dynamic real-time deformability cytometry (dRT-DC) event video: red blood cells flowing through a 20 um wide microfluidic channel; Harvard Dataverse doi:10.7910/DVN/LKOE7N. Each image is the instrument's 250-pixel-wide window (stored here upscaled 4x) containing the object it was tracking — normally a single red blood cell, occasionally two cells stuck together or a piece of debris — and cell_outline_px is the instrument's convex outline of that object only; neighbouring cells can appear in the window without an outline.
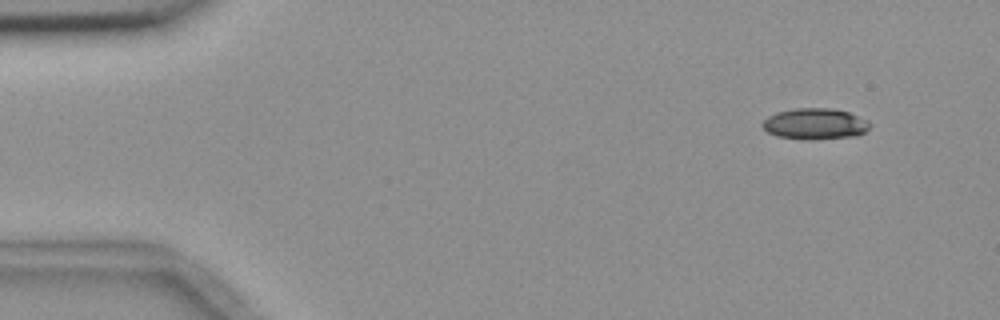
{"species": "common noctule bat (a hibernating species)", "species_latin": "Nyctalus noctula", "temperature_condition": "room temperature", "stored_images_in_passage": 4, "camera_frame_rate_fps": 3000, "um_per_image_px": 0.085, "animal": {"sex": "female", "body_mass_g": 18.4}, "frame": {"image": 1, "passage_image": 1, "time_ms": 0.0, "image_size_px": [1000, 320], "cell_outline_px": [[872, 124], [864, 132], [856, 136], [808, 140], [804, 140], [776, 136], [768, 132], [760, 124], [768, 116], [776, 112], [796, 108], [828, 108], [848, 112], [868, 120]], "centroid_in_image_um": [69.26, 10.53], "position_along_channel_um": 15.7, "area_um2": 19.54}}
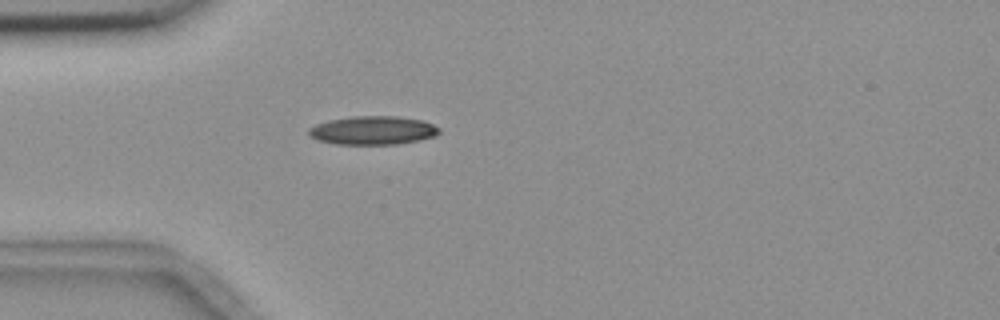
{"frame": {"image": 2, "passage_image": 4, "time_ms": 3.667, "image_size_px": [1000, 320], "cell_outline_px": [[440, 132], [436, 136], [396, 144], [336, 144], [316, 140], [308, 136], [308, 128], [316, 124], [328, 120], [352, 116], [396, 116], [420, 120], [432, 124], [440, 128]], "centroid_in_image_um": [31.64, 11.08], "position_along_channel_um": 53.4, "area_um2": 21.73}}